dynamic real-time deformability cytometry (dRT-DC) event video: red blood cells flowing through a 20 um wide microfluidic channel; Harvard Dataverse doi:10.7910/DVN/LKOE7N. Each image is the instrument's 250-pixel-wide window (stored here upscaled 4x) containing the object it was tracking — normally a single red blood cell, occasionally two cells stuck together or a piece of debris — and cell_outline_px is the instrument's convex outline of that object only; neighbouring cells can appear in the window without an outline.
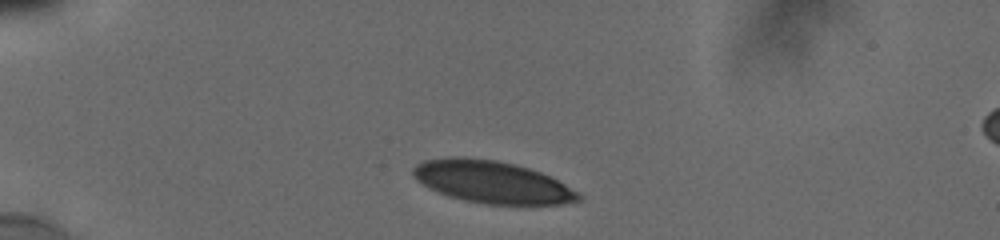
{"species": "human", "species_latin": "Homo sapiens", "temperature_condition": "cold", "stored_images_in_passage": 5, "camera_frame_rate_fps": 3000, "um_per_image_px": 0.085, "donor": {"sex": "male"}, "frame": {"image": 1, "passage_image": 1, "time_ms": 0.0, "image_size_px": [1000, 240], "cell_outline_px": [[584, 200], [560, 204], [484, 204], [464, 200], [448, 196], [436, 192], [428, 188], [416, 180], [412, 176], [412, 168], [416, 164], [424, 160], [448, 156], [464, 156], [496, 160], [528, 168], [540, 172], [580, 192], [584, 196]], "centroid_in_image_um": [41.78, 15.47], "position_along_channel_um": 43.2, "area_um2": 41.04}}